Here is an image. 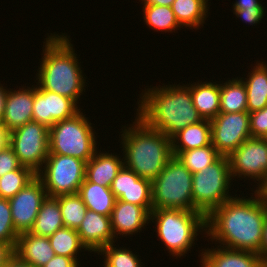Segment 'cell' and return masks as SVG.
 <instances>
[{
	"instance_id": "6da1fadb",
	"label": "cell",
	"mask_w": 267,
	"mask_h": 267,
	"mask_svg": "<svg viewBox=\"0 0 267 267\" xmlns=\"http://www.w3.org/2000/svg\"><path fill=\"white\" fill-rule=\"evenodd\" d=\"M250 197L227 200L206 217V234L215 246L259 254L267 206L251 193ZM255 197H254V196ZM247 197V198H246Z\"/></svg>"
},
{
	"instance_id": "7a4b0ae2",
	"label": "cell",
	"mask_w": 267,
	"mask_h": 267,
	"mask_svg": "<svg viewBox=\"0 0 267 267\" xmlns=\"http://www.w3.org/2000/svg\"><path fill=\"white\" fill-rule=\"evenodd\" d=\"M146 87L138 98L136 116L150 128L172 138L186 126L203 120L193 104L190 83Z\"/></svg>"
},
{
	"instance_id": "3957f363",
	"label": "cell",
	"mask_w": 267,
	"mask_h": 267,
	"mask_svg": "<svg viewBox=\"0 0 267 267\" xmlns=\"http://www.w3.org/2000/svg\"><path fill=\"white\" fill-rule=\"evenodd\" d=\"M44 38L40 67L34 81L41 89L57 93L79 103L85 92L86 80L67 33L47 34Z\"/></svg>"
},
{
	"instance_id": "277c9868",
	"label": "cell",
	"mask_w": 267,
	"mask_h": 267,
	"mask_svg": "<svg viewBox=\"0 0 267 267\" xmlns=\"http://www.w3.org/2000/svg\"><path fill=\"white\" fill-rule=\"evenodd\" d=\"M121 127L124 166L139 177L153 181L174 157L171 138L147 126L139 117ZM123 128V129H122Z\"/></svg>"
},
{
	"instance_id": "5b68a950",
	"label": "cell",
	"mask_w": 267,
	"mask_h": 267,
	"mask_svg": "<svg viewBox=\"0 0 267 267\" xmlns=\"http://www.w3.org/2000/svg\"><path fill=\"white\" fill-rule=\"evenodd\" d=\"M151 221L155 223L154 231L159 241L164 244L170 256L177 259L185 257L191 251L199 234H206V217L198 211L153 209L150 212V223Z\"/></svg>"
},
{
	"instance_id": "8992f818",
	"label": "cell",
	"mask_w": 267,
	"mask_h": 267,
	"mask_svg": "<svg viewBox=\"0 0 267 267\" xmlns=\"http://www.w3.org/2000/svg\"><path fill=\"white\" fill-rule=\"evenodd\" d=\"M95 129L81 110L49 128V154L68 155L88 162L97 147Z\"/></svg>"
},
{
	"instance_id": "52a82bcc",
	"label": "cell",
	"mask_w": 267,
	"mask_h": 267,
	"mask_svg": "<svg viewBox=\"0 0 267 267\" xmlns=\"http://www.w3.org/2000/svg\"><path fill=\"white\" fill-rule=\"evenodd\" d=\"M232 182L228 156H221L212 165L194 173L192 177L193 211H198L207 217L214 209L234 198V195L229 192Z\"/></svg>"
},
{
	"instance_id": "ba28073f",
	"label": "cell",
	"mask_w": 267,
	"mask_h": 267,
	"mask_svg": "<svg viewBox=\"0 0 267 267\" xmlns=\"http://www.w3.org/2000/svg\"><path fill=\"white\" fill-rule=\"evenodd\" d=\"M192 177L193 174L173 157L152 181V208L193 211Z\"/></svg>"
},
{
	"instance_id": "9c48e42d",
	"label": "cell",
	"mask_w": 267,
	"mask_h": 267,
	"mask_svg": "<svg viewBox=\"0 0 267 267\" xmlns=\"http://www.w3.org/2000/svg\"><path fill=\"white\" fill-rule=\"evenodd\" d=\"M85 161L59 154H48L36 176L43 182L47 196L76 194L85 180Z\"/></svg>"
},
{
	"instance_id": "30bf717a",
	"label": "cell",
	"mask_w": 267,
	"mask_h": 267,
	"mask_svg": "<svg viewBox=\"0 0 267 267\" xmlns=\"http://www.w3.org/2000/svg\"><path fill=\"white\" fill-rule=\"evenodd\" d=\"M8 145L22 166L37 174L49 154V128L38 122H28L8 133Z\"/></svg>"
},
{
	"instance_id": "8fae6325",
	"label": "cell",
	"mask_w": 267,
	"mask_h": 267,
	"mask_svg": "<svg viewBox=\"0 0 267 267\" xmlns=\"http://www.w3.org/2000/svg\"><path fill=\"white\" fill-rule=\"evenodd\" d=\"M228 158L233 180L241 177L259 183L267 174V139L250 137Z\"/></svg>"
},
{
	"instance_id": "7c38bea8",
	"label": "cell",
	"mask_w": 267,
	"mask_h": 267,
	"mask_svg": "<svg viewBox=\"0 0 267 267\" xmlns=\"http://www.w3.org/2000/svg\"><path fill=\"white\" fill-rule=\"evenodd\" d=\"M210 123L212 145L222 156H229L252 137L248 111L219 113Z\"/></svg>"
},
{
	"instance_id": "4fadbf2b",
	"label": "cell",
	"mask_w": 267,
	"mask_h": 267,
	"mask_svg": "<svg viewBox=\"0 0 267 267\" xmlns=\"http://www.w3.org/2000/svg\"><path fill=\"white\" fill-rule=\"evenodd\" d=\"M47 193L43 182L36 176L14 197L8 199L15 231L30 232Z\"/></svg>"
},
{
	"instance_id": "5bb4252c",
	"label": "cell",
	"mask_w": 267,
	"mask_h": 267,
	"mask_svg": "<svg viewBox=\"0 0 267 267\" xmlns=\"http://www.w3.org/2000/svg\"><path fill=\"white\" fill-rule=\"evenodd\" d=\"M34 85L33 121L48 128L56 122L71 118L82 108L72 99Z\"/></svg>"
},
{
	"instance_id": "9a60e30c",
	"label": "cell",
	"mask_w": 267,
	"mask_h": 267,
	"mask_svg": "<svg viewBox=\"0 0 267 267\" xmlns=\"http://www.w3.org/2000/svg\"><path fill=\"white\" fill-rule=\"evenodd\" d=\"M110 190L117 200L144 207L149 213L152 208V181L139 177L123 166L111 183Z\"/></svg>"
},
{
	"instance_id": "2e32d148",
	"label": "cell",
	"mask_w": 267,
	"mask_h": 267,
	"mask_svg": "<svg viewBox=\"0 0 267 267\" xmlns=\"http://www.w3.org/2000/svg\"><path fill=\"white\" fill-rule=\"evenodd\" d=\"M18 90L8 89L5 112L0 124L8 133L33 121L34 86H21Z\"/></svg>"
},
{
	"instance_id": "e0dca14e",
	"label": "cell",
	"mask_w": 267,
	"mask_h": 267,
	"mask_svg": "<svg viewBox=\"0 0 267 267\" xmlns=\"http://www.w3.org/2000/svg\"><path fill=\"white\" fill-rule=\"evenodd\" d=\"M76 231L82 244L90 253L96 254L107 245L116 243L110 217L94 211L87 210L81 225Z\"/></svg>"
},
{
	"instance_id": "ac0fdd59",
	"label": "cell",
	"mask_w": 267,
	"mask_h": 267,
	"mask_svg": "<svg viewBox=\"0 0 267 267\" xmlns=\"http://www.w3.org/2000/svg\"><path fill=\"white\" fill-rule=\"evenodd\" d=\"M112 231L117 241L118 236L127 238L142 231L150 223V213L142 206L121 200L115 202L111 216Z\"/></svg>"
},
{
	"instance_id": "d6986e66",
	"label": "cell",
	"mask_w": 267,
	"mask_h": 267,
	"mask_svg": "<svg viewBox=\"0 0 267 267\" xmlns=\"http://www.w3.org/2000/svg\"><path fill=\"white\" fill-rule=\"evenodd\" d=\"M200 251L201 267H260L263 261L254 252L232 250L218 245Z\"/></svg>"
},
{
	"instance_id": "ffe728a7",
	"label": "cell",
	"mask_w": 267,
	"mask_h": 267,
	"mask_svg": "<svg viewBox=\"0 0 267 267\" xmlns=\"http://www.w3.org/2000/svg\"><path fill=\"white\" fill-rule=\"evenodd\" d=\"M86 163L85 179L89 182L110 187L118 172L124 166V157L108 152L101 148ZM122 157V159H121Z\"/></svg>"
},
{
	"instance_id": "44dd1931",
	"label": "cell",
	"mask_w": 267,
	"mask_h": 267,
	"mask_svg": "<svg viewBox=\"0 0 267 267\" xmlns=\"http://www.w3.org/2000/svg\"><path fill=\"white\" fill-rule=\"evenodd\" d=\"M15 255L34 267H42L55 256V252L48 237L25 232L17 238Z\"/></svg>"
},
{
	"instance_id": "7402d4cb",
	"label": "cell",
	"mask_w": 267,
	"mask_h": 267,
	"mask_svg": "<svg viewBox=\"0 0 267 267\" xmlns=\"http://www.w3.org/2000/svg\"><path fill=\"white\" fill-rule=\"evenodd\" d=\"M251 70L248 71L247 78L240 77L246 87L249 113L259 111L267 106V61L257 60Z\"/></svg>"
},
{
	"instance_id": "603a6c76",
	"label": "cell",
	"mask_w": 267,
	"mask_h": 267,
	"mask_svg": "<svg viewBox=\"0 0 267 267\" xmlns=\"http://www.w3.org/2000/svg\"><path fill=\"white\" fill-rule=\"evenodd\" d=\"M193 104L203 119L212 120L220 113V84L210 81L190 83Z\"/></svg>"
},
{
	"instance_id": "cb8c5ba5",
	"label": "cell",
	"mask_w": 267,
	"mask_h": 267,
	"mask_svg": "<svg viewBox=\"0 0 267 267\" xmlns=\"http://www.w3.org/2000/svg\"><path fill=\"white\" fill-rule=\"evenodd\" d=\"M172 152L175 157L179 152L202 148L212 143L210 120L186 126L171 138Z\"/></svg>"
},
{
	"instance_id": "d4e9b609",
	"label": "cell",
	"mask_w": 267,
	"mask_h": 267,
	"mask_svg": "<svg viewBox=\"0 0 267 267\" xmlns=\"http://www.w3.org/2000/svg\"><path fill=\"white\" fill-rule=\"evenodd\" d=\"M78 194L88 210L111 216L116 198L110 187H104L85 179L80 186Z\"/></svg>"
},
{
	"instance_id": "484cf974",
	"label": "cell",
	"mask_w": 267,
	"mask_h": 267,
	"mask_svg": "<svg viewBox=\"0 0 267 267\" xmlns=\"http://www.w3.org/2000/svg\"><path fill=\"white\" fill-rule=\"evenodd\" d=\"M210 0H175L171 6L178 23L190 29L203 28L208 18Z\"/></svg>"
},
{
	"instance_id": "4316f807",
	"label": "cell",
	"mask_w": 267,
	"mask_h": 267,
	"mask_svg": "<svg viewBox=\"0 0 267 267\" xmlns=\"http://www.w3.org/2000/svg\"><path fill=\"white\" fill-rule=\"evenodd\" d=\"M63 227L58 198L46 196L30 232L38 236L49 237Z\"/></svg>"
},
{
	"instance_id": "83f0119b",
	"label": "cell",
	"mask_w": 267,
	"mask_h": 267,
	"mask_svg": "<svg viewBox=\"0 0 267 267\" xmlns=\"http://www.w3.org/2000/svg\"><path fill=\"white\" fill-rule=\"evenodd\" d=\"M220 83V113H237L247 111L246 87L242 79L228 78Z\"/></svg>"
},
{
	"instance_id": "f1b7e54d",
	"label": "cell",
	"mask_w": 267,
	"mask_h": 267,
	"mask_svg": "<svg viewBox=\"0 0 267 267\" xmlns=\"http://www.w3.org/2000/svg\"><path fill=\"white\" fill-rule=\"evenodd\" d=\"M48 238L55 255L73 258L79 264L80 260L77 258L79 254L83 251H88L87 248L82 244L79 234L75 229L63 227Z\"/></svg>"
},
{
	"instance_id": "f546056e",
	"label": "cell",
	"mask_w": 267,
	"mask_h": 267,
	"mask_svg": "<svg viewBox=\"0 0 267 267\" xmlns=\"http://www.w3.org/2000/svg\"><path fill=\"white\" fill-rule=\"evenodd\" d=\"M142 8L143 22L154 31L175 33L176 30L182 27L178 23L171 7L150 5Z\"/></svg>"
},
{
	"instance_id": "4dcf8cb0",
	"label": "cell",
	"mask_w": 267,
	"mask_h": 267,
	"mask_svg": "<svg viewBox=\"0 0 267 267\" xmlns=\"http://www.w3.org/2000/svg\"><path fill=\"white\" fill-rule=\"evenodd\" d=\"M222 155L212 145L179 152L175 157L192 173L212 165Z\"/></svg>"
},
{
	"instance_id": "1f68e13d",
	"label": "cell",
	"mask_w": 267,
	"mask_h": 267,
	"mask_svg": "<svg viewBox=\"0 0 267 267\" xmlns=\"http://www.w3.org/2000/svg\"><path fill=\"white\" fill-rule=\"evenodd\" d=\"M57 198L64 227L77 230L88 210L81 196L76 193L60 195Z\"/></svg>"
},
{
	"instance_id": "d6a6232c",
	"label": "cell",
	"mask_w": 267,
	"mask_h": 267,
	"mask_svg": "<svg viewBox=\"0 0 267 267\" xmlns=\"http://www.w3.org/2000/svg\"><path fill=\"white\" fill-rule=\"evenodd\" d=\"M114 243L107 245L102 248L97 255L102 256L104 261L103 267H143L144 264L138 257H141L134 254L133 251L129 250V248L118 247ZM143 264V265H141Z\"/></svg>"
},
{
	"instance_id": "836d02e7",
	"label": "cell",
	"mask_w": 267,
	"mask_h": 267,
	"mask_svg": "<svg viewBox=\"0 0 267 267\" xmlns=\"http://www.w3.org/2000/svg\"><path fill=\"white\" fill-rule=\"evenodd\" d=\"M36 174L28 167L21 166L0 178V198L10 199L23 189Z\"/></svg>"
},
{
	"instance_id": "e575fe53",
	"label": "cell",
	"mask_w": 267,
	"mask_h": 267,
	"mask_svg": "<svg viewBox=\"0 0 267 267\" xmlns=\"http://www.w3.org/2000/svg\"><path fill=\"white\" fill-rule=\"evenodd\" d=\"M19 234L15 231L8 199L0 198V241L16 247Z\"/></svg>"
},
{
	"instance_id": "d590c367",
	"label": "cell",
	"mask_w": 267,
	"mask_h": 267,
	"mask_svg": "<svg viewBox=\"0 0 267 267\" xmlns=\"http://www.w3.org/2000/svg\"><path fill=\"white\" fill-rule=\"evenodd\" d=\"M252 137H267V106L259 111L249 113Z\"/></svg>"
},
{
	"instance_id": "8d00e7d4",
	"label": "cell",
	"mask_w": 267,
	"mask_h": 267,
	"mask_svg": "<svg viewBox=\"0 0 267 267\" xmlns=\"http://www.w3.org/2000/svg\"><path fill=\"white\" fill-rule=\"evenodd\" d=\"M21 166L17 155L9 145L0 150V178L10 171L19 169Z\"/></svg>"
},
{
	"instance_id": "74e56055",
	"label": "cell",
	"mask_w": 267,
	"mask_h": 267,
	"mask_svg": "<svg viewBox=\"0 0 267 267\" xmlns=\"http://www.w3.org/2000/svg\"><path fill=\"white\" fill-rule=\"evenodd\" d=\"M232 11L237 18L240 17L242 21H245L246 23L252 26L261 23L264 16H266L265 9H245V10H232Z\"/></svg>"
},
{
	"instance_id": "f35d334b",
	"label": "cell",
	"mask_w": 267,
	"mask_h": 267,
	"mask_svg": "<svg viewBox=\"0 0 267 267\" xmlns=\"http://www.w3.org/2000/svg\"><path fill=\"white\" fill-rule=\"evenodd\" d=\"M75 259L69 258L62 255H55L51 260H49L42 267H80Z\"/></svg>"
},
{
	"instance_id": "ab89813d",
	"label": "cell",
	"mask_w": 267,
	"mask_h": 267,
	"mask_svg": "<svg viewBox=\"0 0 267 267\" xmlns=\"http://www.w3.org/2000/svg\"><path fill=\"white\" fill-rule=\"evenodd\" d=\"M15 255V247L0 241V267H4Z\"/></svg>"
},
{
	"instance_id": "60d3db41",
	"label": "cell",
	"mask_w": 267,
	"mask_h": 267,
	"mask_svg": "<svg viewBox=\"0 0 267 267\" xmlns=\"http://www.w3.org/2000/svg\"><path fill=\"white\" fill-rule=\"evenodd\" d=\"M260 0H236L233 4V10H245V9H265V7L259 2Z\"/></svg>"
},
{
	"instance_id": "b9f144b4",
	"label": "cell",
	"mask_w": 267,
	"mask_h": 267,
	"mask_svg": "<svg viewBox=\"0 0 267 267\" xmlns=\"http://www.w3.org/2000/svg\"><path fill=\"white\" fill-rule=\"evenodd\" d=\"M257 186L254 187V189L256 188L255 190L251 188V191L267 206V174L259 183H257Z\"/></svg>"
},
{
	"instance_id": "7bdbcfd3",
	"label": "cell",
	"mask_w": 267,
	"mask_h": 267,
	"mask_svg": "<svg viewBox=\"0 0 267 267\" xmlns=\"http://www.w3.org/2000/svg\"><path fill=\"white\" fill-rule=\"evenodd\" d=\"M258 255L261 257L263 261H267V216L264 221L263 239H262V244H261Z\"/></svg>"
},
{
	"instance_id": "ee69618b",
	"label": "cell",
	"mask_w": 267,
	"mask_h": 267,
	"mask_svg": "<svg viewBox=\"0 0 267 267\" xmlns=\"http://www.w3.org/2000/svg\"><path fill=\"white\" fill-rule=\"evenodd\" d=\"M4 84L0 83V122L5 112V102L7 97L8 88L3 87Z\"/></svg>"
},
{
	"instance_id": "f6af8a7d",
	"label": "cell",
	"mask_w": 267,
	"mask_h": 267,
	"mask_svg": "<svg viewBox=\"0 0 267 267\" xmlns=\"http://www.w3.org/2000/svg\"><path fill=\"white\" fill-rule=\"evenodd\" d=\"M174 1L175 0H141V4L142 6L159 5L171 7Z\"/></svg>"
},
{
	"instance_id": "bcb514c9",
	"label": "cell",
	"mask_w": 267,
	"mask_h": 267,
	"mask_svg": "<svg viewBox=\"0 0 267 267\" xmlns=\"http://www.w3.org/2000/svg\"><path fill=\"white\" fill-rule=\"evenodd\" d=\"M4 267H34V266L22 261L19 257L14 255Z\"/></svg>"
},
{
	"instance_id": "7dc6e473",
	"label": "cell",
	"mask_w": 267,
	"mask_h": 267,
	"mask_svg": "<svg viewBox=\"0 0 267 267\" xmlns=\"http://www.w3.org/2000/svg\"><path fill=\"white\" fill-rule=\"evenodd\" d=\"M6 145H8V132L0 124V150H2Z\"/></svg>"
},
{
	"instance_id": "c3c4849f",
	"label": "cell",
	"mask_w": 267,
	"mask_h": 267,
	"mask_svg": "<svg viewBox=\"0 0 267 267\" xmlns=\"http://www.w3.org/2000/svg\"><path fill=\"white\" fill-rule=\"evenodd\" d=\"M260 267H267V261H262V263L260 264Z\"/></svg>"
}]
</instances>
